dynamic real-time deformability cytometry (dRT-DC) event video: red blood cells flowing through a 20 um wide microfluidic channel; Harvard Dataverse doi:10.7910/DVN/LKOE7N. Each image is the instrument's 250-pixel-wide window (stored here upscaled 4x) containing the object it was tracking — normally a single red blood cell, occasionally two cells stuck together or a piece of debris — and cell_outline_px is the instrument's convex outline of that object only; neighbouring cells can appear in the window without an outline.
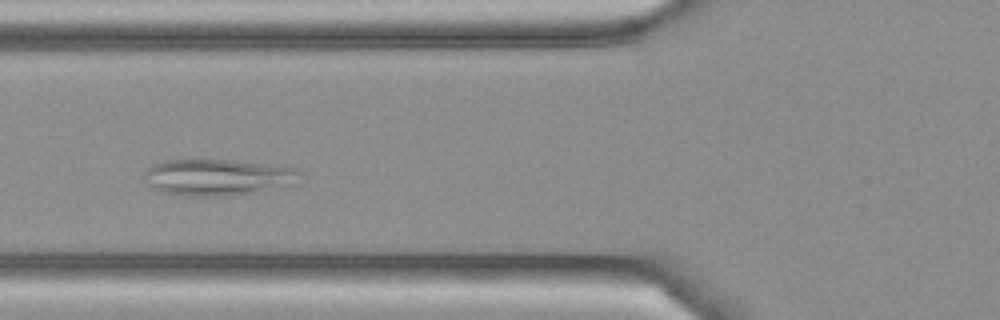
{"species": "Egyptian fruit bat (a non-hibernating species)", "species_latin": "Rousettus aegyptiacus", "temperature_condition": "cold", "stored_images_in_passage": 8, "camera_frame_rate_fps": 3000, "um_per_image_px": 0.085, "frame": {"image": 1, "passage_image": 4, "time_ms": 1.0, "image_size_px": [1000, 320], "cell_outline_px": [[300, 172], [292, 184], [256, 192], [228, 196], [188, 196], [168, 192], [156, 188], [148, 184], [148, 168], [152, 164], [160, 160], [200, 156], [288, 164], [296, 168]], "centroid_in_image_um": [18.57, 14.97], "position_along_channel_um": 107.2, "area_um2": 34.28}}